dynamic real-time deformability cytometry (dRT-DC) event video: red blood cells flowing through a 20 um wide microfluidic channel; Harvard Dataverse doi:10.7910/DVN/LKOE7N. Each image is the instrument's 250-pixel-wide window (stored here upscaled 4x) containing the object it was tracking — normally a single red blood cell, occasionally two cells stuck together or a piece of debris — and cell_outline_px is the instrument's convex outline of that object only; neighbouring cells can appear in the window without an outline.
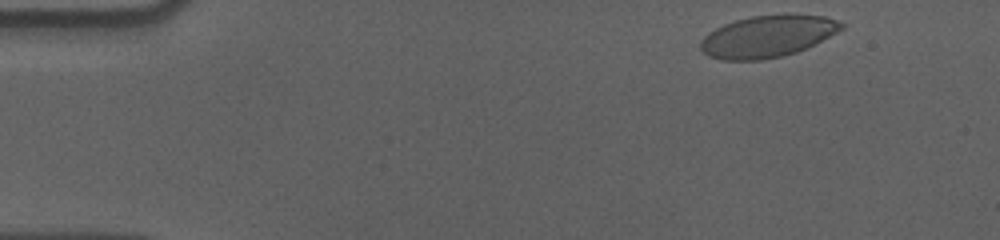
{"species": "human", "species_latin": "Homo sapiens", "temperature_condition": "cold", "stored_images_in_passage": 53, "camera_frame_rate_fps": 3000, "um_per_image_px": 0.085, "donor": {"sex": "male"}, "frame": {"image": 1, "passage_image": 2, "time_ms": 0.333, "image_size_px": [1000, 240], "cell_outline_px": [[844, 28], [796, 52], [780, 56], [760, 60], [720, 60], [708, 56], [700, 48], [700, 40], [708, 32], [724, 24], [736, 20], [752, 16], [788, 12], [824, 16], [836, 20], [844, 24]], "centroid_in_image_um": [65.21, 3.06], "position_along_channel_um": 19.8, "area_um2": 34.45}}
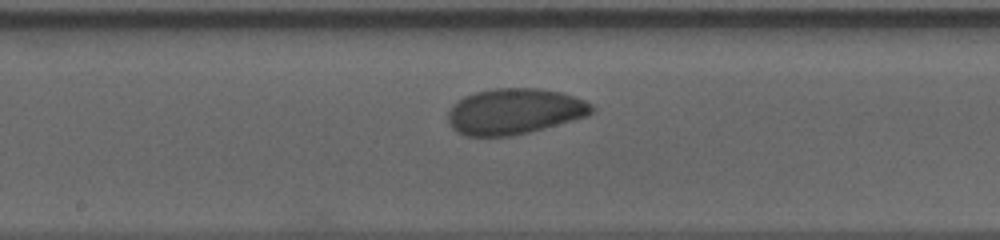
{"frame": {"image": 2, "passage_image": 26, "time_ms": 8.333, "image_size_px": [1000, 240], "cell_outline_px": [[596, 108], [588, 116], [544, 128], [512, 136], [464, 136], [456, 132], [448, 124], [448, 112], [452, 104], [456, 100], [464, 96], [476, 92], [492, 88], [540, 88], [560, 92], [584, 100], [592, 104]], "centroid_in_image_um": [43.69, 9.47], "position_along_channel_um": 204.5, "area_um2": 38.67}}
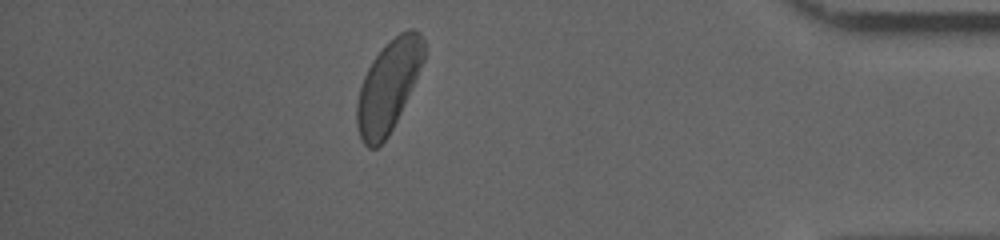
{"frame": {"image": 3, "passage_image": 46, "time_ms": 15.0, "image_size_px": [1000, 240], "cell_outline_px": [[424, 60], [412, 88], [388, 136], [376, 148], [368, 148], [360, 140], [356, 124], [356, 104], [360, 88], [364, 76], [372, 60], [400, 32], [408, 28], [412, 28], [420, 32], [424, 40]], "centroid_in_image_um": [33.0, 7.34], "position_along_channel_um": 402.2, "area_um2": 35.14}, "authors_computed_cell_mechanics": {"area_um2": 36.8186, "velocity_mm_per_s": 3.5621, "shape_relaxation_time_tau1_ms": 4.9454, "shape_relaxation_time_tau2_ms": 3.127, "deformation_change_tau1": 0.1418, "deformation_change_tau2": 0.0671}}